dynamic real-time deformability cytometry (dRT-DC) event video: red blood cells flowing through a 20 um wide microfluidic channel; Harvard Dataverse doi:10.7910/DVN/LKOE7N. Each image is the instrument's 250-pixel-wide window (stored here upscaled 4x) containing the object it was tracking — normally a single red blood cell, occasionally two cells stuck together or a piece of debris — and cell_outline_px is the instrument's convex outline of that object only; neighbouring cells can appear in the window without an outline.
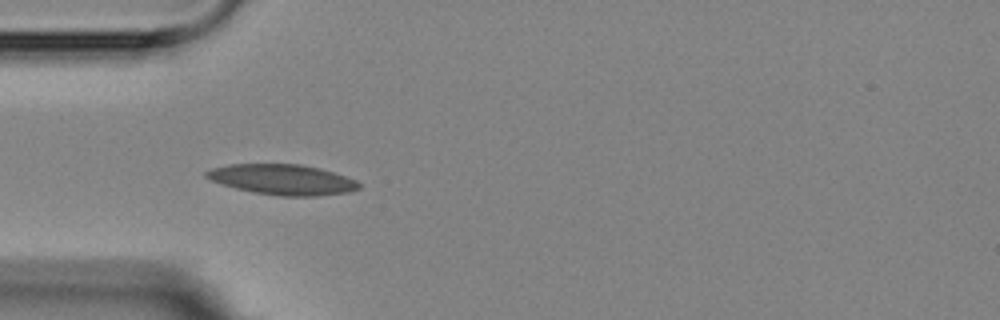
{"species": "Egyptian fruit bat (a non-hibernating species)", "species_latin": "Rousettus aegyptiacus", "temperature_condition": "room temperature", "stored_images_in_passage": 5, "camera_frame_rate_fps": 3000, "um_per_image_px": 0.085, "animal": {"sex": "female"}, "frame": {"image": 1, "passage_image": 4, "time_ms": 4.333, "image_size_px": [1000, 320], "cell_outline_px": [[360, 188], [348, 192], [316, 196], [280, 196], [252, 192], [236, 188], [212, 180], [204, 176], [204, 172], [212, 168], [228, 164], [300, 164], [320, 168], [356, 180], [360, 184]], "centroid_in_image_um": [24.0, 15.26], "position_along_channel_um": 61.0, "area_um2": 26.88}}
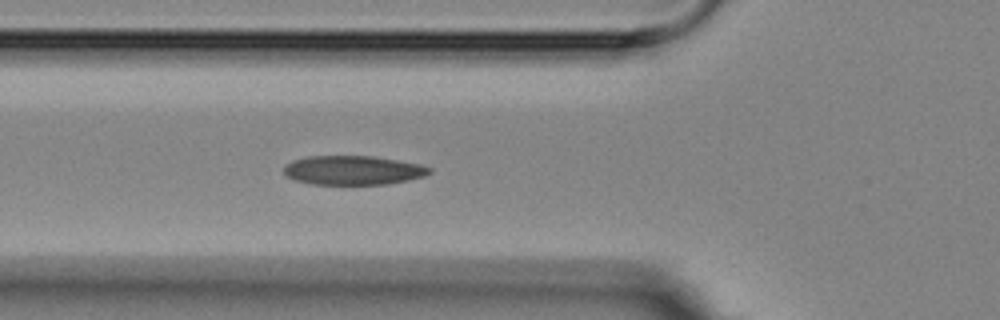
{"frame": {"image": 2, "passage_image": 5, "time_ms": 5.333, "image_size_px": [1000, 320], "cell_outline_px": [[432, 172], [424, 176], [408, 180], [388, 184], [308, 184], [296, 180], [288, 176], [284, 172], [284, 164], [292, 160], [304, 156], [372, 156], [420, 164], [432, 168]], "centroid_in_image_um": [29.99, 14.47], "position_along_channel_um": 95.8, "area_um2": 24.8}}